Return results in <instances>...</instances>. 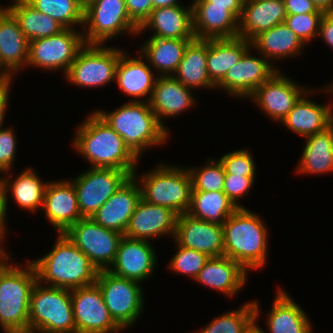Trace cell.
<instances>
[{"label": "cell", "instance_id": "obj_1", "mask_svg": "<svg viewBox=\"0 0 333 333\" xmlns=\"http://www.w3.org/2000/svg\"><path fill=\"white\" fill-rule=\"evenodd\" d=\"M76 127L72 145L91 167L115 168L133 176L140 159L96 111Z\"/></svg>", "mask_w": 333, "mask_h": 333}, {"label": "cell", "instance_id": "obj_2", "mask_svg": "<svg viewBox=\"0 0 333 333\" xmlns=\"http://www.w3.org/2000/svg\"><path fill=\"white\" fill-rule=\"evenodd\" d=\"M11 258L9 252L0 251V327L4 333H29V304L37 275L31 261L12 264Z\"/></svg>", "mask_w": 333, "mask_h": 333}, {"label": "cell", "instance_id": "obj_3", "mask_svg": "<svg viewBox=\"0 0 333 333\" xmlns=\"http://www.w3.org/2000/svg\"><path fill=\"white\" fill-rule=\"evenodd\" d=\"M31 263L39 283L69 290L95 284L99 271L64 233H58L51 251Z\"/></svg>", "mask_w": 333, "mask_h": 333}, {"label": "cell", "instance_id": "obj_4", "mask_svg": "<svg viewBox=\"0 0 333 333\" xmlns=\"http://www.w3.org/2000/svg\"><path fill=\"white\" fill-rule=\"evenodd\" d=\"M262 219L247 207L238 208L222 225L224 255L247 272L261 269L267 262L269 231Z\"/></svg>", "mask_w": 333, "mask_h": 333}, {"label": "cell", "instance_id": "obj_5", "mask_svg": "<svg viewBox=\"0 0 333 333\" xmlns=\"http://www.w3.org/2000/svg\"><path fill=\"white\" fill-rule=\"evenodd\" d=\"M140 159L145 150L167 143L168 132L158 121L149 102L123 103L112 112L95 110Z\"/></svg>", "mask_w": 333, "mask_h": 333}, {"label": "cell", "instance_id": "obj_6", "mask_svg": "<svg viewBox=\"0 0 333 333\" xmlns=\"http://www.w3.org/2000/svg\"><path fill=\"white\" fill-rule=\"evenodd\" d=\"M133 173L141 188V198L146 202L170 208L177 215L188 213L191 204L192 179L188 168L181 165L159 163L157 167Z\"/></svg>", "mask_w": 333, "mask_h": 333}, {"label": "cell", "instance_id": "obj_7", "mask_svg": "<svg viewBox=\"0 0 333 333\" xmlns=\"http://www.w3.org/2000/svg\"><path fill=\"white\" fill-rule=\"evenodd\" d=\"M29 333H76L71 290L34 285L29 304Z\"/></svg>", "mask_w": 333, "mask_h": 333}, {"label": "cell", "instance_id": "obj_8", "mask_svg": "<svg viewBox=\"0 0 333 333\" xmlns=\"http://www.w3.org/2000/svg\"><path fill=\"white\" fill-rule=\"evenodd\" d=\"M82 33L85 44L105 45L124 33L137 36L139 27L128 15L125 0H90L84 1Z\"/></svg>", "mask_w": 333, "mask_h": 333}, {"label": "cell", "instance_id": "obj_9", "mask_svg": "<svg viewBox=\"0 0 333 333\" xmlns=\"http://www.w3.org/2000/svg\"><path fill=\"white\" fill-rule=\"evenodd\" d=\"M95 283L102 292L111 317L123 330L141 318L145 306L141 283L119 277L108 270L98 271Z\"/></svg>", "mask_w": 333, "mask_h": 333}, {"label": "cell", "instance_id": "obj_10", "mask_svg": "<svg viewBox=\"0 0 333 333\" xmlns=\"http://www.w3.org/2000/svg\"><path fill=\"white\" fill-rule=\"evenodd\" d=\"M123 49L104 44H85L64 75L75 86L103 87L115 82V74Z\"/></svg>", "mask_w": 333, "mask_h": 333}, {"label": "cell", "instance_id": "obj_11", "mask_svg": "<svg viewBox=\"0 0 333 333\" xmlns=\"http://www.w3.org/2000/svg\"><path fill=\"white\" fill-rule=\"evenodd\" d=\"M85 45L82 30L64 28L57 34L29 42L27 66L66 74Z\"/></svg>", "mask_w": 333, "mask_h": 333}, {"label": "cell", "instance_id": "obj_12", "mask_svg": "<svg viewBox=\"0 0 333 333\" xmlns=\"http://www.w3.org/2000/svg\"><path fill=\"white\" fill-rule=\"evenodd\" d=\"M64 234L77 246L100 271L113 264L123 235L97 224L92 218H82Z\"/></svg>", "mask_w": 333, "mask_h": 333}, {"label": "cell", "instance_id": "obj_13", "mask_svg": "<svg viewBox=\"0 0 333 333\" xmlns=\"http://www.w3.org/2000/svg\"><path fill=\"white\" fill-rule=\"evenodd\" d=\"M129 177L123 170L90 167L71 179L76 189L81 217L91 218Z\"/></svg>", "mask_w": 333, "mask_h": 333}, {"label": "cell", "instance_id": "obj_14", "mask_svg": "<svg viewBox=\"0 0 333 333\" xmlns=\"http://www.w3.org/2000/svg\"><path fill=\"white\" fill-rule=\"evenodd\" d=\"M76 333H120L124 331L111 317L102 292L95 283L71 290Z\"/></svg>", "mask_w": 333, "mask_h": 333}, {"label": "cell", "instance_id": "obj_15", "mask_svg": "<svg viewBox=\"0 0 333 333\" xmlns=\"http://www.w3.org/2000/svg\"><path fill=\"white\" fill-rule=\"evenodd\" d=\"M250 49L252 47L243 54L238 63L229 69L225 77L216 85L217 89H223L222 91H226L228 95H231L230 97L248 98L280 70L277 65L272 64L262 54L252 55Z\"/></svg>", "mask_w": 333, "mask_h": 333}, {"label": "cell", "instance_id": "obj_16", "mask_svg": "<svg viewBox=\"0 0 333 333\" xmlns=\"http://www.w3.org/2000/svg\"><path fill=\"white\" fill-rule=\"evenodd\" d=\"M307 90L309 88L300 87L295 80L277 71L248 98L252 99L271 120L279 123Z\"/></svg>", "mask_w": 333, "mask_h": 333}, {"label": "cell", "instance_id": "obj_17", "mask_svg": "<svg viewBox=\"0 0 333 333\" xmlns=\"http://www.w3.org/2000/svg\"><path fill=\"white\" fill-rule=\"evenodd\" d=\"M322 91L333 95V82L328 86L307 90L296 102L292 110L280 122L283 126L303 138L322 132L333 124V105L312 101L308 95Z\"/></svg>", "mask_w": 333, "mask_h": 333}, {"label": "cell", "instance_id": "obj_18", "mask_svg": "<svg viewBox=\"0 0 333 333\" xmlns=\"http://www.w3.org/2000/svg\"><path fill=\"white\" fill-rule=\"evenodd\" d=\"M150 243V241L123 236L115 260L108 271L141 284L150 279L157 266L155 249Z\"/></svg>", "mask_w": 333, "mask_h": 333}, {"label": "cell", "instance_id": "obj_19", "mask_svg": "<svg viewBox=\"0 0 333 333\" xmlns=\"http://www.w3.org/2000/svg\"><path fill=\"white\" fill-rule=\"evenodd\" d=\"M178 245L205 253L208 257L224 255L223 228L188 213L177 215L173 238Z\"/></svg>", "mask_w": 333, "mask_h": 333}, {"label": "cell", "instance_id": "obj_20", "mask_svg": "<svg viewBox=\"0 0 333 333\" xmlns=\"http://www.w3.org/2000/svg\"><path fill=\"white\" fill-rule=\"evenodd\" d=\"M177 214L170 208L153 205L140 199L123 236L154 240L162 236L174 238Z\"/></svg>", "mask_w": 333, "mask_h": 333}, {"label": "cell", "instance_id": "obj_21", "mask_svg": "<svg viewBox=\"0 0 333 333\" xmlns=\"http://www.w3.org/2000/svg\"><path fill=\"white\" fill-rule=\"evenodd\" d=\"M42 210L57 234L64 233L82 219L73 183L69 179L49 181L44 191Z\"/></svg>", "mask_w": 333, "mask_h": 333}, {"label": "cell", "instance_id": "obj_22", "mask_svg": "<svg viewBox=\"0 0 333 333\" xmlns=\"http://www.w3.org/2000/svg\"><path fill=\"white\" fill-rule=\"evenodd\" d=\"M140 199L139 181L130 176L91 218L97 224L124 235Z\"/></svg>", "mask_w": 333, "mask_h": 333}, {"label": "cell", "instance_id": "obj_23", "mask_svg": "<svg viewBox=\"0 0 333 333\" xmlns=\"http://www.w3.org/2000/svg\"><path fill=\"white\" fill-rule=\"evenodd\" d=\"M193 31L197 39L234 38L238 36L239 20L229 6L213 5L207 0H193Z\"/></svg>", "mask_w": 333, "mask_h": 333}, {"label": "cell", "instance_id": "obj_24", "mask_svg": "<svg viewBox=\"0 0 333 333\" xmlns=\"http://www.w3.org/2000/svg\"><path fill=\"white\" fill-rule=\"evenodd\" d=\"M192 90L185 87L173 75L157 76L149 104L160 124L168 132L170 130L163 124L166 123L163 119L176 117L183 111L193 108L197 101Z\"/></svg>", "mask_w": 333, "mask_h": 333}, {"label": "cell", "instance_id": "obj_25", "mask_svg": "<svg viewBox=\"0 0 333 333\" xmlns=\"http://www.w3.org/2000/svg\"><path fill=\"white\" fill-rule=\"evenodd\" d=\"M126 53L125 51L120 55L117 64L115 74L117 86L127 96L132 97L130 101L149 102L157 75L155 77L152 68L139 51L137 58L128 56Z\"/></svg>", "mask_w": 333, "mask_h": 333}, {"label": "cell", "instance_id": "obj_26", "mask_svg": "<svg viewBox=\"0 0 333 333\" xmlns=\"http://www.w3.org/2000/svg\"><path fill=\"white\" fill-rule=\"evenodd\" d=\"M247 277L238 262L223 255L209 257L194 281L231 298L244 288Z\"/></svg>", "mask_w": 333, "mask_h": 333}, {"label": "cell", "instance_id": "obj_27", "mask_svg": "<svg viewBox=\"0 0 333 333\" xmlns=\"http://www.w3.org/2000/svg\"><path fill=\"white\" fill-rule=\"evenodd\" d=\"M147 29L153 32L150 37L195 39L192 4L188 7L181 3L153 9L149 18L139 28L138 35Z\"/></svg>", "mask_w": 333, "mask_h": 333}, {"label": "cell", "instance_id": "obj_28", "mask_svg": "<svg viewBox=\"0 0 333 333\" xmlns=\"http://www.w3.org/2000/svg\"><path fill=\"white\" fill-rule=\"evenodd\" d=\"M11 173V174H10ZM37 172L33 168L27 167L22 170L15 178L12 172L8 171L1 175V182L4 195V209L6 216L8 209L9 196L12 195L15 203L22 209L32 212L39 211L43 207L44 191L48 183L42 181Z\"/></svg>", "mask_w": 333, "mask_h": 333}, {"label": "cell", "instance_id": "obj_29", "mask_svg": "<svg viewBox=\"0 0 333 333\" xmlns=\"http://www.w3.org/2000/svg\"><path fill=\"white\" fill-rule=\"evenodd\" d=\"M28 57L29 40L14 16L0 5V61L15 76L27 67Z\"/></svg>", "mask_w": 333, "mask_h": 333}, {"label": "cell", "instance_id": "obj_30", "mask_svg": "<svg viewBox=\"0 0 333 333\" xmlns=\"http://www.w3.org/2000/svg\"><path fill=\"white\" fill-rule=\"evenodd\" d=\"M283 0H249L243 3L238 36L251 41L259 33L285 22Z\"/></svg>", "mask_w": 333, "mask_h": 333}, {"label": "cell", "instance_id": "obj_31", "mask_svg": "<svg viewBox=\"0 0 333 333\" xmlns=\"http://www.w3.org/2000/svg\"><path fill=\"white\" fill-rule=\"evenodd\" d=\"M287 293L280 287L275 293L271 310L266 315L269 333H312L305 310ZM261 332L266 333L263 328Z\"/></svg>", "mask_w": 333, "mask_h": 333}, {"label": "cell", "instance_id": "obj_32", "mask_svg": "<svg viewBox=\"0 0 333 333\" xmlns=\"http://www.w3.org/2000/svg\"><path fill=\"white\" fill-rule=\"evenodd\" d=\"M305 44L285 22L263 31L251 40L252 50L262 54L269 61L299 56Z\"/></svg>", "mask_w": 333, "mask_h": 333}, {"label": "cell", "instance_id": "obj_33", "mask_svg": "<svg viewBox=\"0 0 333 333\" xmlns=\"http://www.w3.org/2000/svg\"><path fill=\"white\" fill-rule=\"evenodd\" d=\"M192 40L148 37L140 45L139 53L157 71V76H171L177 71L186 46Z\"/></svg>", "mask_w": 333, "mask_h": 333}, {"label": "cell", "instance_id": "obj_34", "mask_svg": "<svg viewBox=\"0 0 333 333\" xmlns=\"http://www.w3.org/2000/svg\"><path fill=\"white\" fill-rule=\"evenodd\" d=\"M251 48V41L242 37L207 39V72L216 86L227 71Z\"/></svg>", "mask_w": 333, "mask_h": 333}, {"label": "cell", "instance_id": "obj_35", "mask_svg": "<svg viewBox=\"0 0 333 333\" xmlns=\"http://www.w3.org/2000/svg\"><path fill=\"white\" fill-rule=\"evenodd\" d=\"M304 145L297 173L322 175L333 172V124L322 132L305 137Z\"/></svg>", "mask_w": 333, "mask_h": 333}, {"label": "cell", "instance_id": "obj_36", "mask_svg": "<svg viewBox=\"0 0 333 333\" xmlns=\"http://www.w3.org/2000/svg\"><path fill=\"white\" fill-rule=\"evenodd\" d=\"M173 76L191 89H216L207 72V40L193 39L185 49L184 56Z\"/></svg>", "mask_w": 333, "mask_h": 333}, {"label": "cell", "instance_id": "obj_37", "mask_svg": "<svg viewBox=\"0 0 333 333\" xmlns=\"http://www.w3.org/2000/svg\"><path fill=\"white\" fill-rule=\"evenodd\" d=\"M4 7L18 21L20 29L29 42L52 36L64 29L59 22L36 10L26 0H11V4Z\"/></svg>", "mask_w": 333, "mask_h": 333}, {"label": "cell", "instance_id": "obj_38", "mask_svg": "<svg viewBox=\"0 0 333 333\" xmlns=\"http://www.w3.org/2000/svg\"><path fill=\"white\" fill-rule=\"evenodd\" d=\"M238 208L223 191H192L188 214L222 226Z\"/></svg>", "mask_w": 333, "mask_h": 333}, {"label": "cell", "instance_id": "obj_39", "mask_svg": "<svg viewBox=\"0 0 333 333\" xmlns=\"http://www.w3.org/2000/svg\"><path fill=\"white\" fill-rule=\"evenodd\" d=\"M36 10L44 13L64 28L77 29L83 27L84 1L83 0H26Z\"/></svg>", "mask_w": 333, "mask_h": 333}, {"label": "cell", "instance_id": "obj_40", "mask_svg": "<svg viewBox=\"0 0 333 333\" xmlns=\"http://www.w3.org/2000/svg\"><path fill=\"white\" fill-rule=\"evenodd\" d=\"M255 322L253 300L246 302L236 310L223 313L194 333H243Z\"/></svg>", "mask_w": 333, "mask_h": 333}, {"label": "cell", "instance_id": "obj_41", "mask_svg": "<svg viewBox=\"0 0 333 333\" xmlns=\"http://www.w3.org/2000/svg\"><path fill=\"white\" fill-rule=\"evenodd\" d=\"M201 168L188 167L192 191H223L225 170L219 159L207 158Z\"/></svg>", "mask_w": 333, "mask_h": 333}, {"label": "cell", "instance_id": "obj_42", "mask_svg": "<svg viewBox=\"0 0 333 333\" xmlns=\"http://www.w3.org/2000/svg\"><path fill=\"white\" fill-rule=\"evenodd\" d=\"M175 246L177 251L168 264L169 269L173 270V273H180L195 280L209 257L203 252L180 246L176 242Z\"/></svg>", "mask_w": 333, "mask_h": 333}, {"label": "cell", "instance_id": "obj_43", "mask_svg": "<svg viewBox=\"0 0 333 333\" xmlns=\"http://www.w3.org/2000/svg\"><path fill=\"white\" fill-rule=\"evenodd\" d=\"M325 13L287 14L285 23L306 45L318 37L320 23Z\"/></svg>", "mask_w": 333, "mask_h": 333}, {"label": "cell", "instance_id": "obj_44", "mask_svg": "<svg viewBox=\"0 0 333 333\" xmlns=\"http://www.w3.org/2000/svg\"><path fill=\"white\" fill-rule=\"evenodd\" d=\"M253 154L249 150L238 149L228 152L219 158L225 173L241 175L245 177H256V165Z\"/></svg>", "mask_w": 333, "mask_h": 333}, {"label": "cell", "instance_id": "obj_45", "mask_svg": "<svg viewBox=\"0 0 333 333\" xmlns=\"http://www.w3.org/2000/svg\"><path fill=\"white\" fill-rule=\"evenodd\" d=\"M256 177H245L241 175H233L225 173V183L223 192L234 203L237 208H245L238 201L246 196L254 187Z\"/></svg>", "mask_w": 333, "mask_h": 333}, {"label": "cell", "instance_id": "obj_46", "mask_svg": "<svg viewBox=\"0 0 333 333\" xmlns=\"http://www.w3.org/2000/svg\"><path fill=\"white\" fill-rule=\"evenodd\" d=\"M17 139L12 128L0 129V173L12 171L17 150Z\"/></svg>", "mask_w": 333, "mask_h": 333}, {"label": "cell", "instance_id": "obj_47", "mask_svg": "<svg viewBox=\"0 0 333 333\" xmlns=\"http://www.w3.org/2000/svg\"><path fill=\"white\" fill-rule=\"evenodd\" d=\"M128 15L140 28L149 18L153 8L152 0H125Z\"/></svg>", "mask_w": 333, "mask_h": 333}, {"label": "cell", "instance_id": "obj_48", "mask_svg": "<svg viewBox=\"0 0 333 333\" xmlns=\"http://www.w3.org/2000/svg\"><path fill=\"white\" fill-rule=\"evenodd\" d=\"M286 14L325 13L312 0H283Z\"/></svg>", "mask_w": 333, "mask_h": 333}, {"label": "cell", "instance_id": "obj_49", "mask_svg": "<svg viewBox=\"0 0 333 333\" xmlns=\"http://www.w3.org/2000/svg\"><path fill=\"white\" fill-rule=\"evenodd\" d=\"M318 38L333 49V12L325 13L322 17Z\"/></svg>", "mask_w": 333, "mask_h": 333}, {"label": "cell", "instance_id": "obj_50", "mask_svg": "<svg viewBox=\"0 0 333 333\" xmlns=\"http://www.w3.org/2000/svg\"><path fill=\"white\" fill-rule=\"evenodd\" d=\"M12 83L6 84V85H0V129H2L3 123H4V118L5 114L8 110V105H9V99L11 92V86Z\"/></svg>", "mask_w": 333, "mask_h": 333}, {"label": "cell", "instance_id": "obj_51", "mask_svg": "<svg viewBox=\"0 0 333 333\" xmlns=\"http://www.w3.org/2000/svg\"><path fill=\"white\" fill-rule=\"evenodd\" d=\"M6 213L4 209V195H3V188H2V182L0 178V251H6L4 246V241L6 240Z\"/></svg>", "mask_w": 333, "mask_h": 333}, {"label": "cell", "instance_id": "obj_52", "mask_svg": "<svg viewBox=\"0 0 333 333\" xmlns=\"http://www.w3.org/2000/svg\"><path fill=\"white\" fill-rule=\"evenodd\" d=\"M213 5L229 6V11L240 20L242 15L243 2L241 0H207Z\"/></svg>", "mask_w": 333, "mask_h": 333}, {"label": "cell", "instance_id": "obj_53", "mask_svg": "<svg viewBox=\"0 0 333 333\" xmlns=\"http://www.w3.org/2000/svg\"><path fill=\"white\" fill-rule=\"evenodd\" d=\"M253 305H254V310H255V322L243 333H262L260 325L258 324V321H257L261 314L260 304L258 301L253 299Z\"/></svg>", "mask_w": 333, "mask_h": 333}, {"label": "cell", "instance_id": "obj_54", "mask_svg": "<svg viewBox=\"0 0 333 333\" xmlns=\"http://www.w3.org/2000/svg\"><path fill=\"white\" fill-rule=\"evenodd\" d=\"M312 2L325 13L333 12V0H312Z\"/></svg>", "mask_w": 333, "mask_h": 333}, {"label": "cell", "instance_id": "obj_55", "mask_svg": "<svg viewBox=\"0 0 333 333\" xmlns=\"http://www.w3.org/2000/svg\"><path fill=\"white\" fill-rule=\"evenodd\" d=\"M13 75L3 66L0 61V85L12 83Z\"/></svg>", "mask_w": 333, "mask_h": 333}, {"label": "cell", "instance_id": "obj_56", "mask_svg": "<svg viewBox=\"0 0 333 333\" xmlns=\"http://www.w3.org/2000/svg\"><path fill=\"white\" fill-rule=\"evenodd\" d=\"M153 8H162L168 6L180 5L179 0H152Z\"/></svg>", "mask_w": 333, "mask_h": 333}]
</instances>
